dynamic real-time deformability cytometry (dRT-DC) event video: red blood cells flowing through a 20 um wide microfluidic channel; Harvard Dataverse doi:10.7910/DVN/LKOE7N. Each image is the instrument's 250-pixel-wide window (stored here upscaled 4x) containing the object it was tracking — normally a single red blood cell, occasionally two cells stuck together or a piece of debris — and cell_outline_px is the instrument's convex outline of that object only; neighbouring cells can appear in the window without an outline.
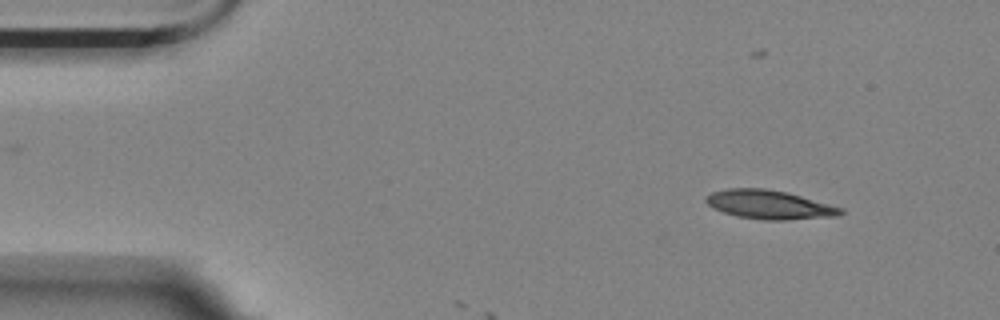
{"species": "Egyptian fruit bat (a non-hibernating species)", "species_latin": "Rousettus aegyptiacus", "temperature_condition": "room temperature", "stored_images_in_passage": 9, "camera_frame_rate_fps": 3000, "um_per_image_px": 0.085, "animal": {"sex": "female"}, "frame": {"image": 1, "passage_image": 1, "time_ms": 0.0, "image_size_px": [1000, 320], "cell_outline_px": [[844, 212], [840, 216], [784, 220], [764, 220], [736, 216], [712, 208], [704, 200], [712, 192], [728, 188], [764, 188], [784, 192], [800, 196], [844, 208]], "centroid_in_image_um": [65.4, 17.4], "position_along_channel_um": 19.6, "area_um2": 22.54}}
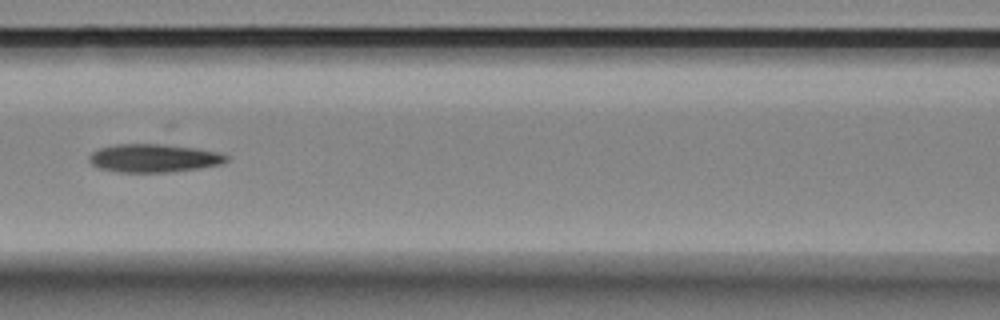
{"frame": {"image": 2, "passage_image": 6, "time_ms": 6.0, "image_size_px": [1000, 320], "cell_outline_px": [[228, 160], [220, 164], [200, 168], [172, 172], [116, 172], [100, 168], [92, 164], [88, 160], [88, 156], [92, 152], [100, 148], [116, 144], [164, 144], [196, 148], [220, 152], [228, 156]], "centroid_in_image_um": [13.07, 13.44], "position_along_channel_um": 153.5, "area_um2": 22.66}}